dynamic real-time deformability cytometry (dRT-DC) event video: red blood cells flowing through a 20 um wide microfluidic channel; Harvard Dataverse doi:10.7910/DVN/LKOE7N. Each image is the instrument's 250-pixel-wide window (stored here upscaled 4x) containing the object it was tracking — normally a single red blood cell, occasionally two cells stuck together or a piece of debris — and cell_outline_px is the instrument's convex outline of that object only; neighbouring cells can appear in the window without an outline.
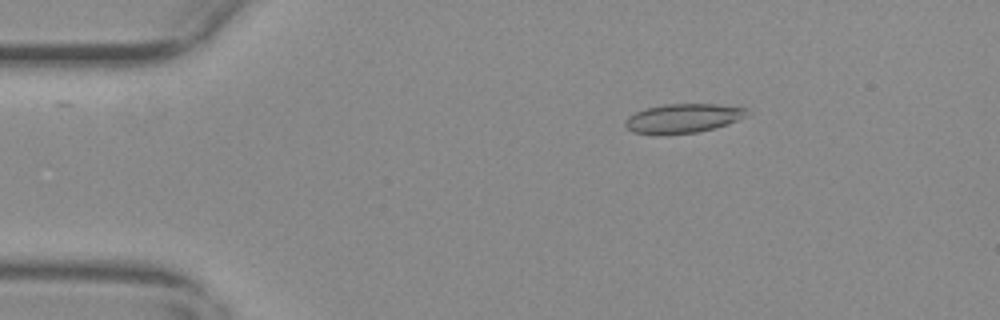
{"species": "common noctule bat (a hibernating species)", "species_latin": "Nyctalus noctula", "temperature_condition": "warm", "stored_images_in_passage": 49, "camera_frame_rate_fps": 3000, "um_per_image_px": 0.085, "animal": {"sex": "female", "body_mass_g": 29.2, "forearm_length_mm": 56.3}, "frame": {"image": 1, "passage_image": 3, "time_ms": 0.667, "image_size_px": [1000, 320], "cell_outline_px": [[752, 112], [728, 124], [716, 128], [696, 132], [656, 136], [632, 132], [624, 124], [624, 120], [628, 116], [644, 108], [664, 104], [716, 104], [748, 108]], "centroid_in_image_um": [58.02, 10.07], "position_along_channel_um": 27.0, "area_um2": 21.1}}
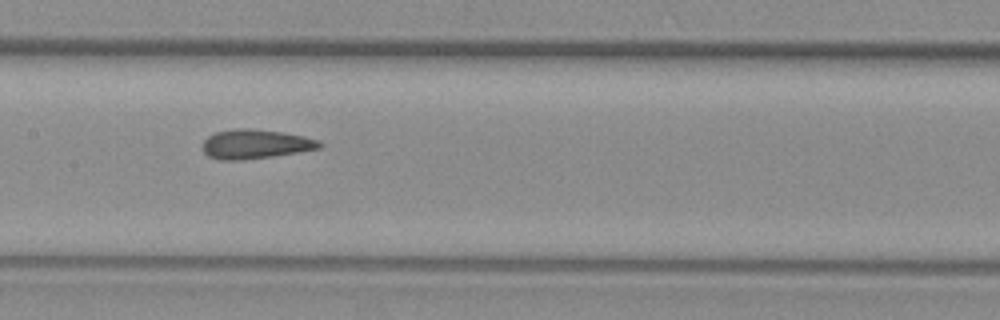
{"frame": {"image": 2, "passage_image": 21, "time_ms": 6.667, "image_size_px": [1000, 320], "cell_outline_px": [[324, 144], [320, 148], [272, 156], [240, 160], [220, 160], [208, 156], [204, 152], [204, 140], [208, 136], [216, 132], [236, 128], [248, 128], [280, 132], [304, 136], [320, 140]], "centroid_in_image_um": [21.71, 12.24], "position_along_channel_um": 185.7, "area_um2": 19.77}}
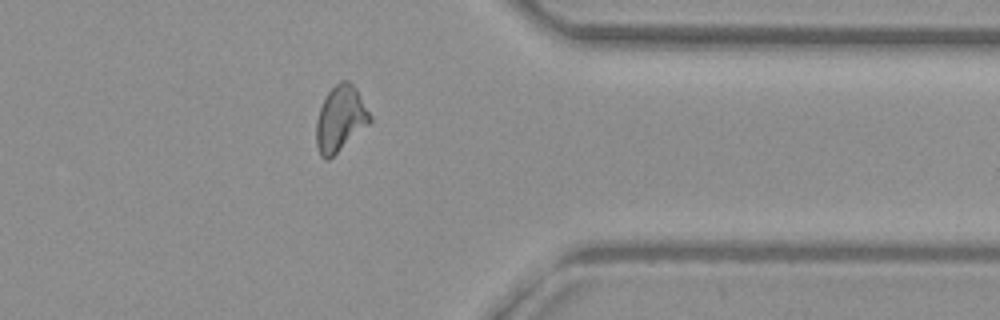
{"frame": {"image": 3, "passage_image": 38, "time_ms": 12.333, "image_size_px": [1000, 320], "cell_outline_px": [[372, 120], [368, 124], [328, 160], [324, 160], [320, 156], [316, 144], [316, 120], [320, 108], [328, 92], [340, 80], [348, 80], [356, 88], [372, 116]], "centroid_in_image_um": [28.92, 10.09], "position_along_channel_um": 382.5, "area_um2": 20.29}, "authors_computed_cell_mechanics": {"area_um2": 19.941, "velocity_mm_per_s": 3.7095, "shape_relaxation_time_tau1_ms": null, "shape_relaxation_time_tau2_ms": 1.8814, "deformation_change_tau1": null, "deformation_change_tau2": 0.0964}}